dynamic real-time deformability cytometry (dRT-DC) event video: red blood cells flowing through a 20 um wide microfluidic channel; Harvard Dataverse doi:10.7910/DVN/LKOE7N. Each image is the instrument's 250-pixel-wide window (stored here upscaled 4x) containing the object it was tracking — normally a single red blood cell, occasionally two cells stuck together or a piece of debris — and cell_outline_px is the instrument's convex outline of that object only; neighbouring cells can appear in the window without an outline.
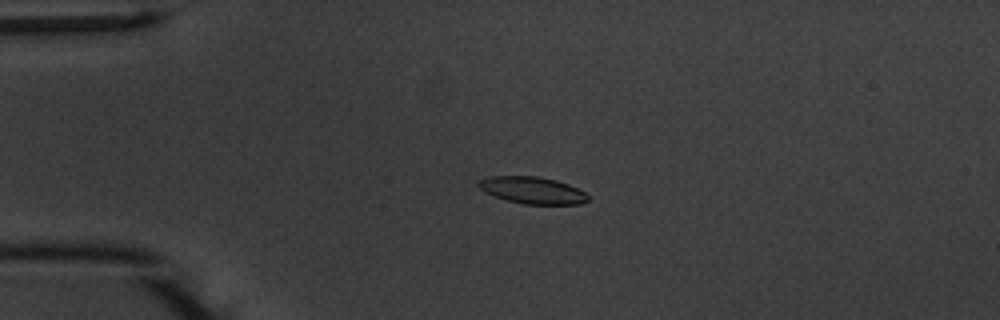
{"species": "common noctule bat (a hibernating species)", "species_latin": "Nyctalus noctula", "temperature_condition": "warm", "stored_images_in_passage": 55, "camera_frame_rate_fps": 3000, "um_per_image_px": 0.085, "animal": {"sex": "male", "body_mass_g": 20.1, "forearm_length_mm": 53.5}, "frame": {"image": 1, "passage_image": 14, "time_ms": 4.333, "image_size_px": [1000, 320], "cell_outline_px": [[588, 200], [580, 204], [524, 204], [508, 200], [484, 192], [476, 184], [480, 180], [492, 176], [536, 176], [556, 180], [568, 184], [584, 192], [588, 196]], "centroid_in_image_um": [45.25, 16.17], "position_along_channel_um": 39.8, "area_um2": 16.94}}
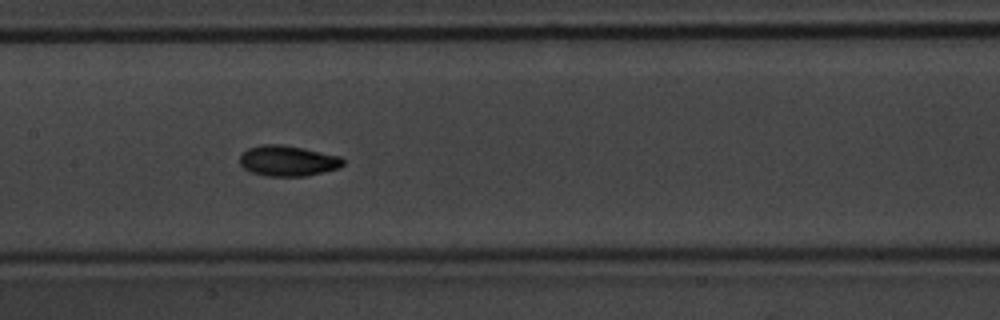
{"frame": {"image": 2, "passage_image": 28, "time_ms": 9.0, "image_size_px": [1000, 320], "cell_outline_px": [[344, 164], [340, 168], [308, 176], [268, 176], [248, 172], [240, 164], [240, 152], [248, 148], [260, 144], [280, 144], [304, 148], [340, 156], [344, 160]], "centroid_in_image_um": [24.45, 13.67], "position_along_channel_um": 183.0, "area_um2": 18.73}}
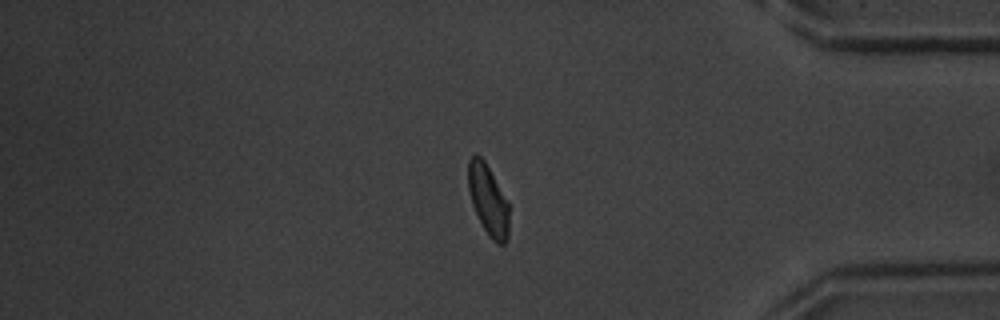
{"frame": {"image": 3, "passage_image": 47, "time_ms": 15.333, "image_size_px": [1000, 320], "cell_outline_px": [[508, 240], [504, 244], [496, 244], [488, 236], [472, 204], [468, 188], [468, 160], [476, 152], [484, 160], [508, 204]], "centroid_in_image_um": [41.48, 17.01], "position_along_channel_um": 393.7, "area_um2": 16.47}, "authors_computed_cell_mechanics": {"area_um2": 17.1088, "velocity_mm_per_s": 3.7199, "shape_relaxation_time_tau1_ms": 2.3182, "shape_relaxation_time_tau2_ms": 2.2104, "deformation_change_tau1": 0.1207, "deformation_change_tau2": 0.0682}}